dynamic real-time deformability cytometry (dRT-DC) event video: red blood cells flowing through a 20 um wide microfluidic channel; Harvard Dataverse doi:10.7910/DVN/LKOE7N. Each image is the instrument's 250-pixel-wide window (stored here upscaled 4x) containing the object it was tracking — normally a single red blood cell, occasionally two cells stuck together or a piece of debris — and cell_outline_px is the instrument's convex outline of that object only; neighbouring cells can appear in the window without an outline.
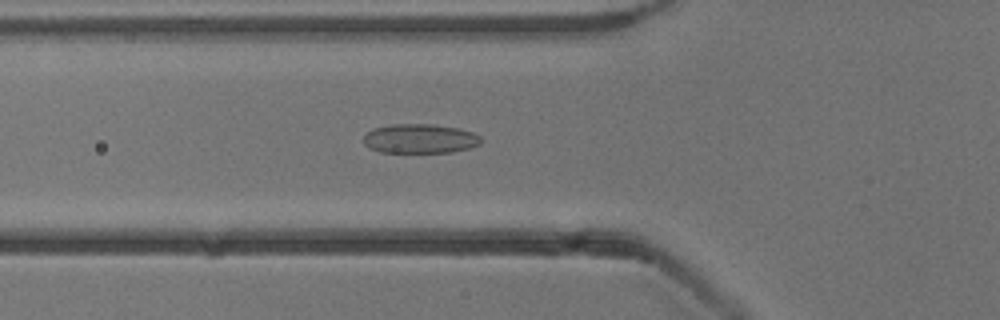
{"species": "common noctule bat (a hibernating species)", "species_latin": "Nyctalus noctula", "temperature_condition": "cold", "stored_images_in_passage": 54, "camera_frame_rate_fps": 3000, "um_per_image_px": 0.085, "animal": {"sex": "male", "body_mass_g": 13.3}, "frame": {"image": 1, "passage_image": 19, "time_ms": 6.0, "image_size_px": [1000, 320], "cell_outline_px": [[480, 144], [468, 148], [452, 152], [380, 152], [368, 148], [364, 144], [364, 136], [372, 128], [392, 124], [432, 124], [456, 128], [472, 132], [480, 136]], "centroid_in_image_um": [35.65, 11.78], "position_along_channel_um": 90.1, "area_um2": 20.0}}
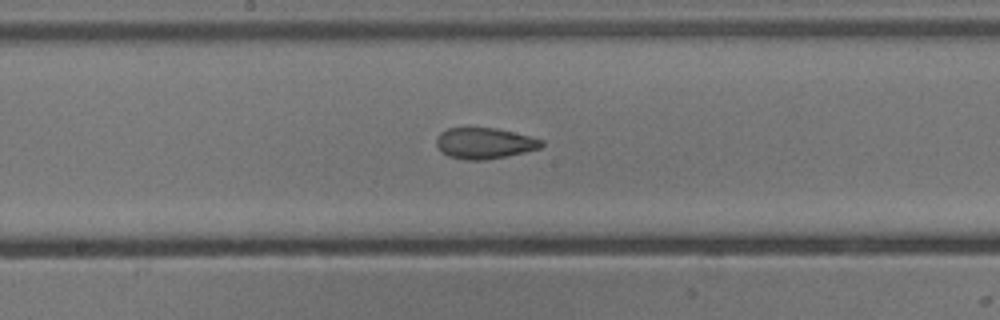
{"frame": {"image": 2, "passage_image": 28, "time_ms": 9.0, "image_size_px": [1000, 320], "cell_outline_px": [[544, 144], [540, 148], [508, 156], [484, 160], [464, 160], [448, 156], [436, 144], [436, 140], [440, 132], [448, 128], [496, 128], [544, 140]], "centroid_in_image_um": [41.19, 12.18], "position_along_channel_um": 207.0, "area_um2": 18.84}}
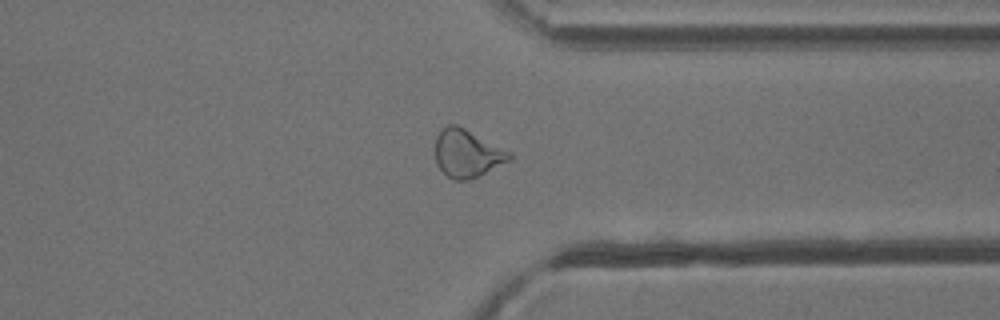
{"frame": {"image": 3, "passage_image": 41, "time_ms": 13.333, "image_size_px": [1000, 320], "cell_outline_px": [[512, 156], [508, 160], [468, 180], [452, 180], [436, 164], [436, 136], [440, 128], [448, 124], [456, 124], [512, 152]], "centroid_in_image_um": [39.66, 13.01], "position_along_channel_um": 371.7, "area_um2": 20.29}, "authors_computed_cell_mechanics": {"area_um2": 20.9814, "velocity_mm_per_s": 3.8505, "shape_relaxation_time_tau1_ms": null, "shape_relaxation_time_tau2_ms": 1.976, "deformation_change_tau1": null, "deformation_change_tau2": 0.0815}}